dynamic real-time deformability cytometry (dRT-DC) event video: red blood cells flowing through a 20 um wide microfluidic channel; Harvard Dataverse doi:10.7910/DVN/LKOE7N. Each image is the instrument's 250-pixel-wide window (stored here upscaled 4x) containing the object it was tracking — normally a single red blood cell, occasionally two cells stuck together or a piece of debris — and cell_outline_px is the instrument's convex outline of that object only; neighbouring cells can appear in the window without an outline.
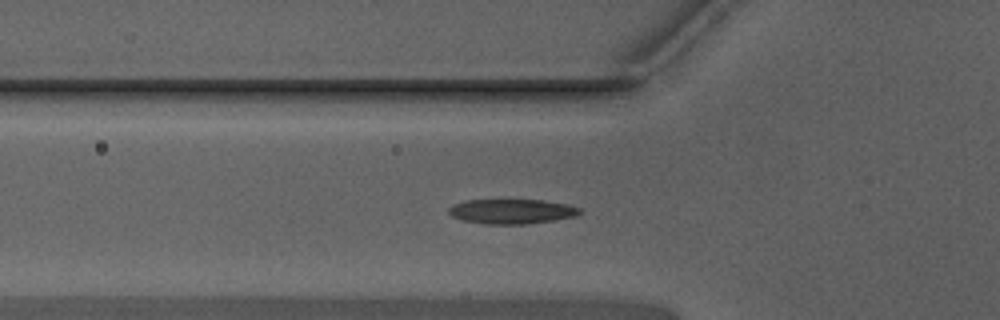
{"species": "Egyptian fruit bat (a non-hibernating species)", "species_latin": "Rousettus aegyptiacus", "temperature_condition": "warm", "stored_images_in_passage": 37, "segment_of_instrument_passage": [1, 2], "camera_frame_rate_fps": 3000, "um_per_image_px": 0.085, "animal": {"sex": "male"}, "frame": {"image": 1, "passage_image": 2, "time_ms": 0.333, "image_size_px": [1000, 320], "cell_outline_px": [[580, 212], [576, 216], [556, 220], [528, 224], [484, 224], [464, 220], [452, 216], [448, 212], [448, 208], [452, 204], [464, 200], [544, 200], [564, 204], [580, 208]], "centroid_in_image_um": [43.47, 17.97], "position_along_channel_um": 82.3, "area_um2": 18.9}}
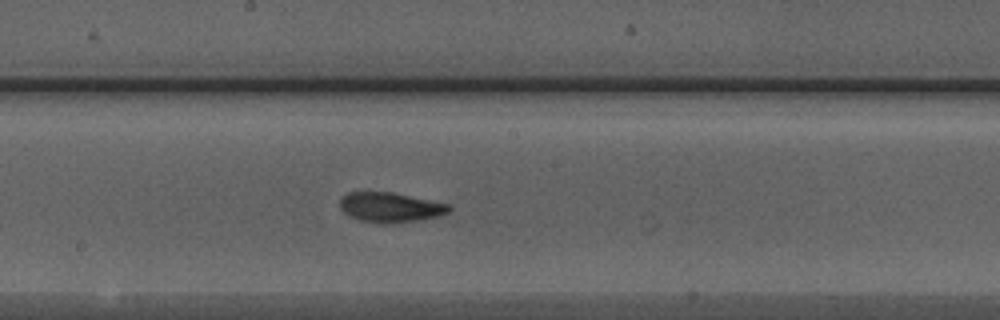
{"frame": {"image": 2, "passage_image": 12, "time_ms": 3.667, "image_size_px": [1000, 320], "cell_outline_px": [[452, 208], [448, 212], [440, 216], [420, 220], [392, 224], [380, 224], [360, 220], [348, 216], [340, 208], [340, 200], [348, 192], [392, 192], [452, 204]], "centroid_in_image_um": [33.22, 17.63], "position_along_channel_um": 215.0, "area_um2": 19.31}}
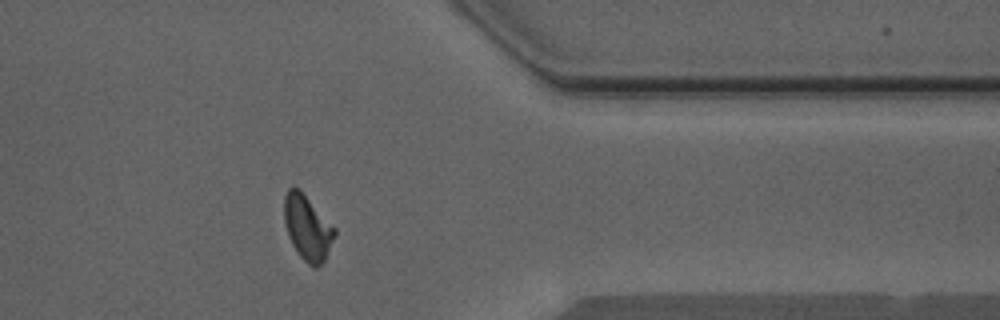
{"frame": {"image": 3, "passage_image": 26, "time_ms": 8.333, "image_size_px": [1000, 320], "cell_outline_px": [[336, 232], [324, 260], [316, 268], [312, 268], [300, 256], [292, 244], [288, 236], [284, 220], [284, 196], [288, 188], [292, 184], [300, 188], [336, 228]], "centroid_in_image_um": [26.11, 19.29], "position_along_channel_um": 385.3, "area_um2": 19.25}}